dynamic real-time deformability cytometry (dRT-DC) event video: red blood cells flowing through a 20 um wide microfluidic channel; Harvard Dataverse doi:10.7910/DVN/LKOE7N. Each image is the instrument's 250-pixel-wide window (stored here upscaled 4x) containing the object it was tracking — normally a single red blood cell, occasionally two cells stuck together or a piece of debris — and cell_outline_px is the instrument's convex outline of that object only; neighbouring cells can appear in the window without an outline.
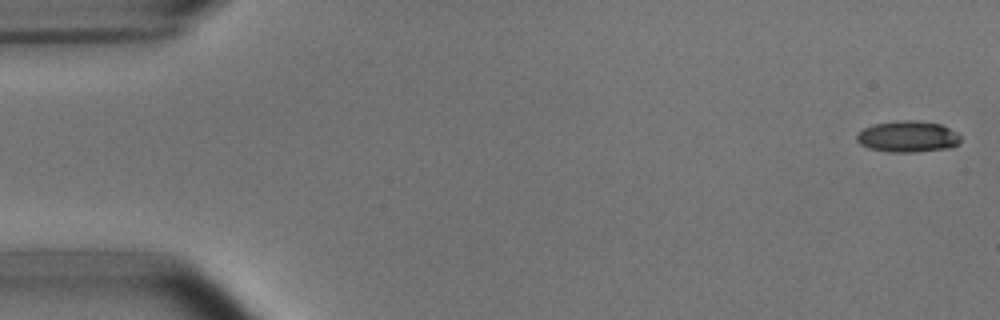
{"species": "common noctule bat (a hibernating species)", "species_latin": "Nyctalus noctula", "temperature_condition": "room temperature", "stored_images_in_passage": 5, "camera_frame_rate_fps": 3000, "um_per_image_px": 0.085, "animal": {"sex": "male", "body_mass_g": 15.6}, "frame": {"image": 1, "passage_image": 1, "time_ms": 0.0, "image_size_px": [1000, 320], "cell_outline_px": [[960, 140], [952, 148], [916, 152], [888, 152], [868, 148], [860, 144], [856, 140], [856, 136], [864, 128], [876, 124], [904, 120], [916, 120], [940, 124], [956, 132], [960, 136]], "centroid_in_image_um": [77.16, 11.62], "position_along_channel_um": 7.8, "area_um2": 18.84}}
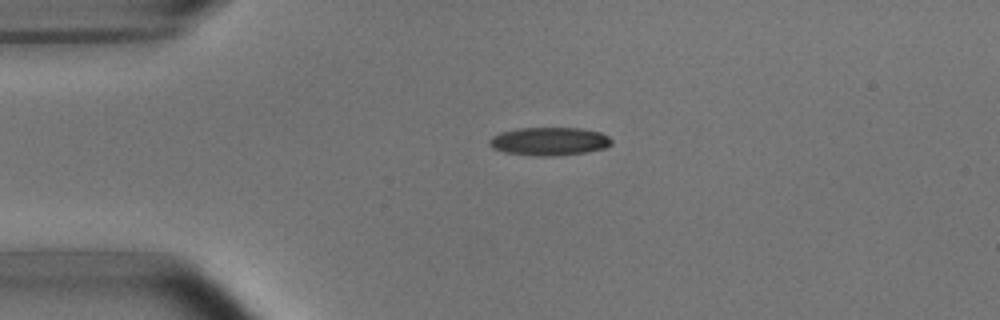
{"frame": {"image": 2, "passage_image": 4, "time_ms": 3.667, "image_size_px": [1000, 320], "cell_outline_px": [[612, 144], [604, 148], [584, 152], [556, 156], [536, 156], [504, 152], [492, 148], [488, 144], [488, 140], [492, 136], [500, 132], [516, 128], [580, 128], [600, 132], [608, 136], [612, 140]], "centroid_in_image_um": [46.65, 12.01], "position_along_channel_um": 38.4, "area_um2": 20.17}}